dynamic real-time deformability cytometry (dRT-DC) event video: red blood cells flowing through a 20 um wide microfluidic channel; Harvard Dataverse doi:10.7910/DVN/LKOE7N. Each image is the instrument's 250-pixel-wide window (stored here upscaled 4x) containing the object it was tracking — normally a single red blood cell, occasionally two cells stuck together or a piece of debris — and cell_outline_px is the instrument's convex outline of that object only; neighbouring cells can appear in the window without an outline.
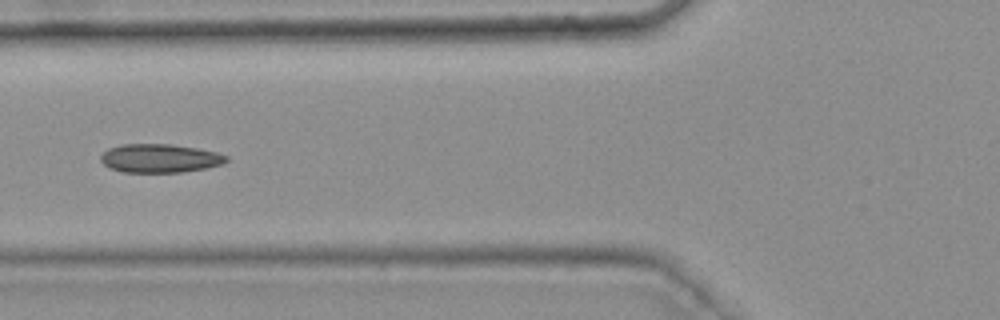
{"species": "common noctule bat (a hibernating species)", "species_latin": "Nyctalus noctula", "temperature_condition": "warm", "stored_images_in_passage": 46, "camera_frame_rate_fps": 3000, "um_per_image_px": 0.085, "animal": {"sex": "female", "body_mass_g": 25.1}, "frame": {"image": 1, "passage_image": 20, "time_ms": 6.333, "image_size_px": [1000, 320], "cell_outline_px": [[228, 160], [224, 164], [204, 168], [180, 172], [124, 172], [108, 168], [100, 160], [100, 156], [108, 148], [120, 144], [172, 144], [196, 148], [216, 152], [228, 156]], "centroid_in_image_um": [13.56, 13.45], "position_along_channel_um": 112.2, "area_um2": 20.98}}
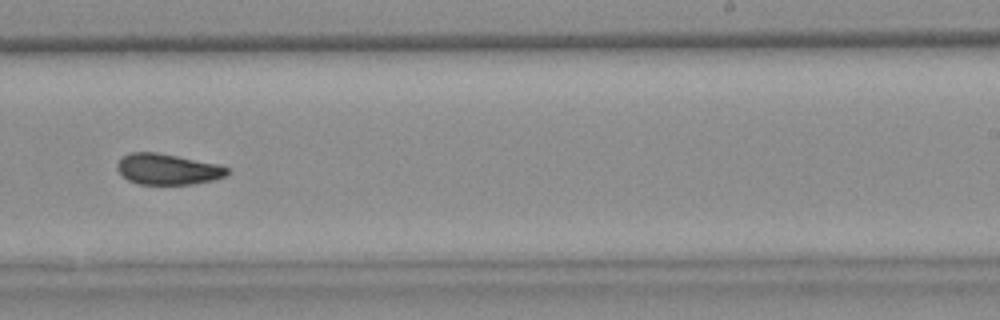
{"frame": {"image": 2, "passage_image": 33, "time_ms": 10.667, "image_size_px": [1000, 320], "cell_outline_px": [[232, 172], [228, 176], [212, 180], [192, 184], [140, 184], [128, 180], [116, 168], [116, 164], [128, 152], [156, 152], [220, 164], [228, 168]], "centroid_in_image_um": [14.3, 14.38], "position_along_channel_um": 274.7, "area_um2": 19.88}, "authors_computed_cell_mechanics": {"area_um2": 20.6346, "velocity_mm_per_s": 3.7559, "shape_relaxation_time_tau1_ms": null, "shape_relaxation_time_tau2_ms": 2.4996, "deformation_change_tau1": null, "deformation_change_tau2": 0.072}}